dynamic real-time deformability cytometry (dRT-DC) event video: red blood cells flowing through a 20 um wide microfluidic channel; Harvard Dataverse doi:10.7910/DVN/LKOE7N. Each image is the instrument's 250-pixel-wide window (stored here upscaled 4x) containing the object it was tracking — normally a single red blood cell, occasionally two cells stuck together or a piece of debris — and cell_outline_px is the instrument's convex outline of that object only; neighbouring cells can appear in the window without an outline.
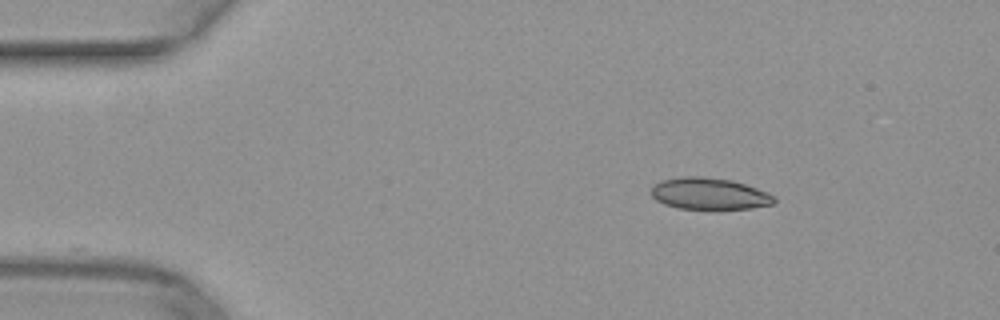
{"species": "common noctule bat (a hibernating species)", "species_latin": "Nyctalus noctula", "temperature_condition": "warm", "stored_images_in_passage": 44, "camera_frame_rate_fps": 3000, "um_per_image_px": 0.085, "animal": {"sex": "female", "body_mass_g": 29.2, "forearm_length_mm": 56.3}, "frame": {"image": 1, "passage_image": 1, "time_ms": 0.0, "image_size_px": [1000, 320], "cell_outline_px": [[776, 204], [752, 208], [712, 212], [680, 208], [664, 204], [656, 200], [652, 196], [652, 184], [664, 180], [684, 176], [704, 176], [732, 180], [768, 192], [776, 196]], "centroid_in_image_um": [60.34, 16.51], "position_along_channel_um": 24.7, "area_um2": 23.64}}
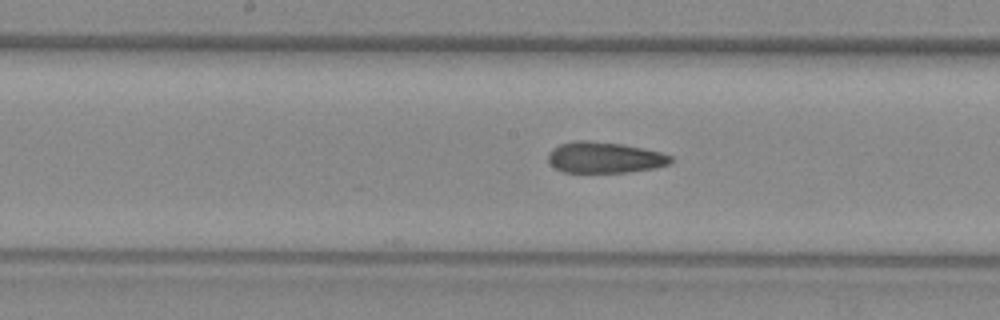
{"frame": {"image": 2, "passage_image": 19, "time_ms": 6.0, "image_size_px": [1000, 320], "cell_outline_px": [[672, 160], [668, 164], [652, 168], [628, 172], [564, 172], [556, 168], [548, 160], [548, 152], [552, 148], [560, 144], [576, 140], [588, 140], [620, 144], [644, 148], [660, 152], [672, 156]], "centroid_in_image_um": [51.36, 13.38], "position_along_channel_um": 196.8, "area_um2": 22.02}}
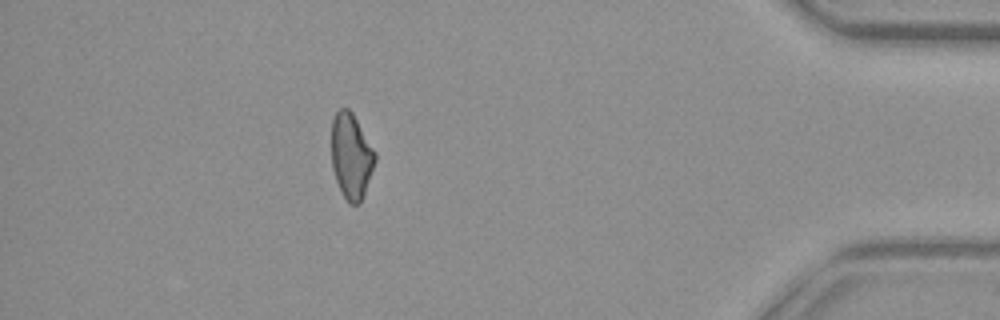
{"frame": {"image": 3, "passage_image": 38, "time_ms": 12.333, "image_size_px": [1000, 320], "cell_outline_px": [[376, 160], [360, 204], [348, 204], [336, 180], [332, 168], [332, 120], [336, 112], [340, 108], [348, 108], [352, 112], [376, 152]], "centroid_in_image_um": [29.85, 13.26], "position_along_channel_um": 405.3, "area_um2": 21.56}}